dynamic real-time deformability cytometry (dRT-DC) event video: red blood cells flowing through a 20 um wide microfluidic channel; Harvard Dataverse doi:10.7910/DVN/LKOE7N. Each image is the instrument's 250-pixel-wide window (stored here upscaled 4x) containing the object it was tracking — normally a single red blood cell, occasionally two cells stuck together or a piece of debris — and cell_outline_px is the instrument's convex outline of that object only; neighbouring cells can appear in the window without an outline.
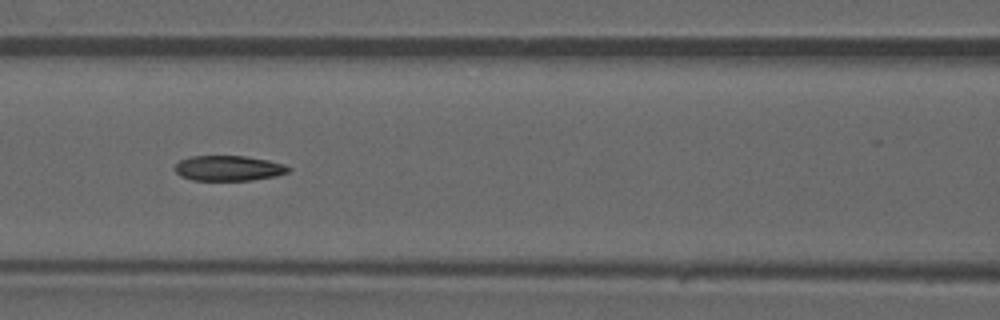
{"species": "common noctule bat (a hibernating species)", "species_latin": "Nyctalus noctula", "temperature_condition": "warm", "stored_images_in_passage": 44, "camera_frame_rate_fps": 3000, "um_per_image_px": 0.085, "animal": {"sex": "male", "forearm_length_mm": 52.5}, "frame": {"image": 1, "passage_image": 19, "time_ms": 6.0, "image_size_px": [1000, 320], "cell_outline_px": [[292, 168], [288, 172], [276, 176], [252, 180], [192, 180], [180, 176], [172, 168], [180, 160], [192, 156], [244, 156], [268, 160], [284, 164]], "centroid_in_image_um": [19.42, 14.3], "position_along_channel_um": 147.2, "area_um2": 16.76}}